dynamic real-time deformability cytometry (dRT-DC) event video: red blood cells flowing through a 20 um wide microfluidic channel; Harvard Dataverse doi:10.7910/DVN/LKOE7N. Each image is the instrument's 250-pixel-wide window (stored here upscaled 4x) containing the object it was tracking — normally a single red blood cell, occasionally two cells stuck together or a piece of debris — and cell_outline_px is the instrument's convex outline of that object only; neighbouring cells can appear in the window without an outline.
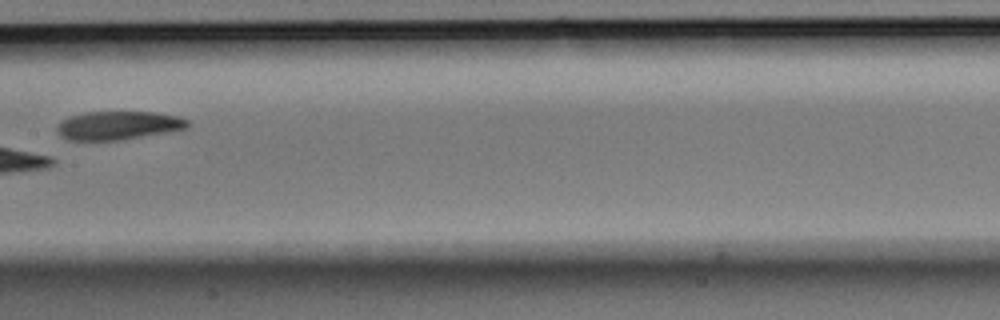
{"species": "Egyptian fruit bat (a non-hibernating species)", "species_latin": "Rousettus aegyptiacus", "temperature_condition": "room temperature", "stored_images_in_passage": 6, "camera_frame_rate_fps": 3000, "um_per_image_px": 0.085, "animal": {"sex": "male"}, "frame": {"image": 1, "passage_image": 6, "time_ms": 1.667, "image_size_px": [1000, 320], "cell_outline_px": [[188, 128], [120, 140], [68, 140], [60, 136], [56, 128], [60, 120], [68, 116], [84, 112], [156, 112], [180, 116], [188, 120]], "centroid_in_image_um": [10.01, 10.65], "position_along_channel_um": 197.4, "area_um2": 21.79}}